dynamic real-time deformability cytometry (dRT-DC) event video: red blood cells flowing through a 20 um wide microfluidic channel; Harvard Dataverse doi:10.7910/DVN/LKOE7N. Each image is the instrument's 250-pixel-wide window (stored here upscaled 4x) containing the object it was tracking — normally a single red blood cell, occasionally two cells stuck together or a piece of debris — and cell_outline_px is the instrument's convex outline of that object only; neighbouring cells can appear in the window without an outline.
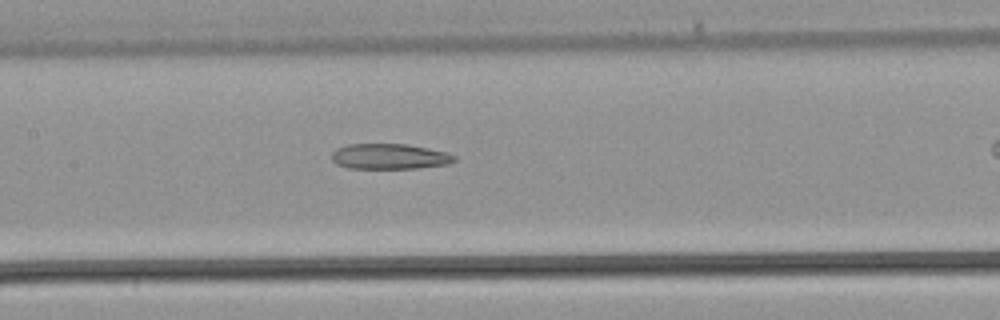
{"species": "common noctule bat (a hibernating species)", "species_latin": "Nyctalus noctula", "temperature_condition": "warm", "stored_images_in_passage": 24, "camera_frame_rate_fps": 3000, "um_per_image_px": 0.085, "animal": {"sex": "male", "body_mass_g": 21.5, "forearm_length_mm": 52.0}, "frame": {"image": 1, "passage_image": 11, "time_ms": 3.333, "image_size_px": [1000, 320], "cell_outline_px": [[456, 160], [448, 164], [416, 168], [348, 168], [336, 164], [332, 160], [332, 152], [336, 148], [348, 144], [408, 144], [428, 148], [444, 152], [456, 156]], "centroid_in_image_um": [33.08, 13.29], "position_along_channel_um": 174.3, "area_um2": 18.15}}
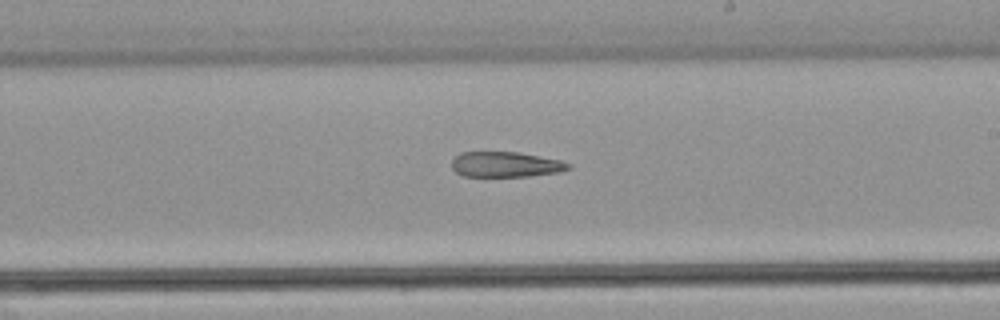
{"frame": {"image": 2, "passage_image": 15, "time_ms": 4.667, "image_size_px": [1000, 320], "cell_outline_px": [[572, 168], [560, 172], [528, 176], [464, 176], [456, 172], [452, 168], [452, 160], [460, 152], [520, 152], [560, 160], [568, 164]], "centroid_in_image_um": [42.98, 13.97], "position_along_channel_um": 246.0, "area_um2": 17.17}}
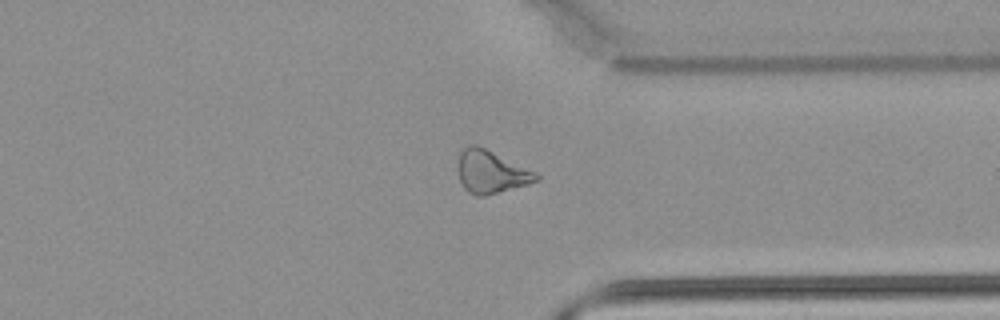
{"frame": {"image": 3, "passage_image": 22, "time_ms": 7.0, "image_size_px": [1000, 320], "cell_outline_px": [[540, 180], [528, 184], [484, 196], [476, 196], [468, 192], [464, 188], [460, 180], [460, 152], [468, 144], [476, 144], [536, 172], [540, 176]], "centroid_in_image_um": [41.76, 14.62], "position_along_channel_um": 369.6, "area_um2": 19.13}}